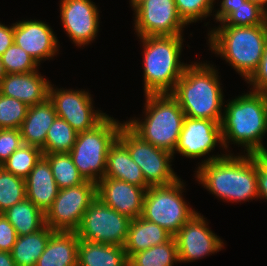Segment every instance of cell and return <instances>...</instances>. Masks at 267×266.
Returning <instances> with one entry per match:
<instances>
[{
  "label": "cell",
  "mask_w": 267,
  "mask_h": 266,
  "mask_svg": "<svg viewBox=\"0 0 267 266\" xmlns=\"http://www.w3.org/2000/svg\"><path fill=\"white\" fill-rule=\"evenodd\" d=\"M198 164L196 180L219 199L232 203L259 199L257 155L222 153Z\"/></svg>",
  "instance_id": "cell-1"
},
{
  "label": "cell",
  "mask_w": 267,
  "mask_h": 266,
  "mask_svg": "<svg viewBox=\"0 0 267 266\" xmlns=\"http://www.w3.org/2000/svg\"><path fill=\"white\" fill-rule=\"evenodd\" d=\"M223 109V150L233 142L244 147V154H267L262 142L267 133V93L251 90L230 100Z\"/></svg>",
  "instance_id": "cell-2"
},
{
  "label": "cell",
  "mask_w": 267,
  "mask_h": 266,
  "mask_svg": "<svg viewBox=\"0 0 267 266\" xmlns=\"http://www.w3.org/2000/svg\"><path fill=\"white\" fill-rule=\"evenodd\" d=\"M212 64H188L174 90L170 93L185 116L221 123L224 105L220 76Z\"/></svg>",
  "instance_id": "cell-3"
},
{
  "label": "cell",
  "mask_w": 267,
  "mask_h": 266,
  "mask_svg": "<svg viewBox=\"0 0 267 266\" xmlns=\"http://www.w3.org/2000/svg\"><path fill=\"white\" fill-rule=\"evenodd\" d=\"M210 50L246 81L257 69L267 42V21L256 26H218L208 32Z\"/></svg>",
  "instance_id": "cell-4"
},
{
  "label": "cell",
  "mask_w": 267,
  "mask_h": 266,
  "mask_svg": "<svg viewBox=\"0 0 267 266\" xmlns=\"http://www.w3.org/2000/svg\"><path fill=\"white\" fill-rule=\"evenodd\" d=\"M139 39L144 48V93H171L188 65L180 61L183 36H147Z\"/></svg>",
  "instance_id": "cell-5"
},
{
  "label": "cell",
  "mask_w": 267,
  "mask_h": 266,
  "mask_svg": "<svg viewBox=\"0 0 267 266\" xmlns=\"http://www.w3.org/2000/svg\"><path fill=\"white\" fill-rule=\"evenodd\" d=\"M144 119L130 118L125 123L144 141L173 154L185 118L170 93L145 94Z\"/></svg>",
  "instance_id": "cell-6"
},
{
  "label": "cell",
  "mask_w": 267,
  "mask_h": 266,
  "mask_svg": "<svg viewBox=\"0 0 267 266\" xmlns=\"http://www.w3.org/2000/svg\"><path fill=\"white\" fill-rule=\"evenodd\" d=\"M124 123L107 115L94 128L77 134L69 154L85 180L97 183L104 178L108 151Z\"/></svg>",
  "instance_id": "cell-7"
},
{
  "label": "cell",
  "mask_w": 267,
  "mask_h": 266,
  "mask_svg": "<svg viewBox=\"0 0 267 266\" xmlns=\"http://www.w3.org/2000/svg\"><path fill=\"white\" fill-rule=\"evenodd\" d=\"M184 184L179 178L168 185L148 187L141 217L163 227L174 236L196 213L183 198Z\"/></svg>",
  "instance_id": "cell-8"
},
{
  "label": "cell",
  "mask_w": 267,
  "mask_h": 266,
  "mask_svg": "<svg viewBox=\"0 0 267 266\" xmlns=\"http://www.w3.org/2000/svg\"><path fill=\"white\" fill-rule=\"evenodd\" d=\"M118 139L126 146L133 161L141 168L149 186L168 185L179 179L171 167L174 159L172 153L144 141L126 123L122 125Z\"/></svg>",
  "instance_id": "cell-9"
},
{
  "label": "cell",
  "mask_w": 267,
  "mask_h": 266,
  "mask_svg": "<svg viewBox=\"0 0 267 266\" xmlns=\"http://www.w3.org/2000/svg\"><path fill=\"white\" fill-rule=\"evenodd\" d=\"M131 220L97 197L84 213L76 233L80 240L124 246Z\"/></svg>",
  "instance_id": "cell-10"
},
{
  "label": "cell",
  "mask_w": 267,
  "mask_h": 266,
  "mask_svg": "<svg viewBox=\"0 0 267 266\" xmlns=\"http://www.w3.org/2000/svg\"><path fill=\"white\" fill-rule=\"evenodd\" d=\"M97 198V184L84 183L59 189L52 206L45 213V224L54 231H76L83 215Z\"/></svg>",
  "instance_id": "cell-11"
},
{
  "label": "cell",
  "mask_w": 267,
  "mask_h": 266,
  "mask_svg": "<svg viewBox=\"0 0 267 266\" xmlns=\"http://www.w3.org/2000/svg\"><path fill=\"white\" fill-rule=\"evenodd\" d=\"M131 7L138 37L183 35L187 24L179 16L174 0H137Z\"/></svg>",
  "instance_id": "cell-12"
},
{
  "label": "cell",
  "mask_w": 267,
  "mask_h": 266,
  "mask_svg": "<svg viewBox=\"0 0 267 266\" xmlns=\"http://www.w3.org/2000/svg\"><path fill=\"white\" fill-rule=\"evenodd\" d=\"M50 83L48 99L52 102L57 117L64 119L77 132L90 130L106 116L101 110H95L91 94L83 89H58Z\"/></svg>",
  "instance_id": "cell-13"
},
{
  "label": "cell",
  "mask_w": 267,
  "mask_h": 266,
  "mask_svg": "<svg viewBox=\"0 0 267 266\" xmlns=\"http://www.w3.org/2000/svg\"><path fill=\"white\" fill-rule=\"evenodd\" d=\"M205 219L196 212L174 235L179 262H193L223 249L224 242L209 229Z\"/></svg>",
  "instance_id": "cell-14"
},
{
  "label": "cell",
  "mask_w": 267,
  "mask_h": 266,
  "mask_svg": "<svg viewBox=\"0 0 267 266\" xmlns=\"http://www.w3.org/2000/svg\"><path fill=\"white\" fill-rule=\"evenodd\" d=\"M63 29L77 47L88 45L99 30V10L91 0H60Z\"/></svg>",
  "instance_id": "cell-15"
},
{
  "label": "cell",
  "mask_w": 267,
  "mask_h": 266,
  "mask_svg": "<svg viewBox=\"0 0 267 266\" xmlns=\"http://www.w3.org/2000/svg\"><path fill=\"white\" fill-rule=\"evenodd\" d=\"M217 143L223 148L220 123L185 116L173 157L175 153L191 159L204 157L218 146Z\"/></svg>",
  "instance_id": "cell-16"
},
{
  "label": "cell",
  "mask_w": 267,
  "mask_h": 266,
  "mask_svg": "<svg viewBox=\"0 0 267 266\" xmlns=\"http://www.w3.org/2000/svg\"><path fill=\"white\" fill-rule=\"evenodd\" d=\"M59 40L44 21L23 20L14 23V43L40 62L53 58L59 50Z\"/></svg>",
  "instance_id": "cell-17"
},
{
  "label": "cell",
  "mask_w": 267,
  "mask_h": 266,
  "mask_svg": "<svg viewBox=\"0 0 267 266\" xmlns=\"http://www.w3.org/2000/svg\"><path fill=\"white\" fill-rule=\"evenodd\" d=\"M97 197L106 205L130 219L143 212V200L148 187L104 177L97 183Z\"/></svg>",
  "instance_id": "cell-18"
},
{
  "label": "cell",
  "mask_w": 267,
  "mask_h": 266,
  "mask_svg": "<svg viewBox=\"0 0 267 266\" xmlns=\"http://www.w3.org/2000/svg\"><path fill=\"white\" fill-rule=\"evenodd\" d=\"M50 83L38 73V70L30 73L6 74L0 82V94L22 101L30 107L48 98Z\"/></svg>",
  "instance_id": "cell-19"
},
{
  "label": "cell",
  "mask_w": 267,
  "mask_h": 266,
  "mask_svg": "<svg viewBox=\"0 0 267 266\" xmlns=\"http://www.w3.org/2000/svg\"><path fill=\"white\" fill-rule=\"evenodd\" d=\"M26 198L44 214L52 206L59 188L48 160L42 156L25 178Z\"/></svg>",
  "instance_id": "cell-20"
},
{
  "label": "cell",
  "mask_w": 267,
  "mask_h": 266,
  "mask_svg": "<svg viewBox=\"0 0 267 266\" xmlns=\"http://www.w3.org/2000/svg\"><path fill=\"white\" fill-rule=\"evenodd\" d=\"M56 117L54 106L48 98L42 103L28 107L26 117L20 127L23 144L43 149L47 131Z\"/></svg>",
  "instance_id": "cell-21"
},
{
  "label": "cell",
  "mask_w": 267,
  "mask_h": 266,
  "mask_svg": "<svg viewBox=\"0 0 267 266\" xmlns=\"http://www.w3.org/2000/svg\"><path fill=\"white\" fill-rule=\"evenodd\" d=\"M78 242L76 231H55L36 266H78Z\"/></svg>",
  "instance_id": "cell-22"
},
{
  "label": "cell",
  "mask_w": 267,
  "mask_h": 266,
  "mask_svg": "<svg viewBox=\"0 0 267 266\" xmlns=\"http://www.w3.org/2000/svg\"><path fill=\"white\" fill-rule=\"evenodd\" d=\"M172 237L173 235L163 227L140 216L131 220L123 247L130 259L135 253L166 243Z\"/></svg>",
  "instance_id": "cell-23"
},
{
  "label": "cell",
  "mask_w": 267,
  "mask_h": 266,
  "mask_svg": "<svg viewBox=\"0 0 267 266\" xmlns=\"http://www.w3.org/2000/svg\"><path fill=\"white\" fill-rule=\"evenodd\" d=\"M104 177L113 178L140 187H150L141 168L133 161L126 146L117 138L110 146Z\"/></svg>",
  "instance_id": "cell-24"
},
{
  "label": "cell",
  "mask_w": 267,
  "mask_h": 266,
  "mask_svg": "<svg viewBox=\"0 0 267 266\" xmlns=\"http://www.w3.org/2000/svg\"><path fill=\"white\" fill-rule=\"evenodd\" d=\"M78 266H126L128 257L123 246L80 240Z\"/></svg>",
  "instance_id": "cell-25"
},
{
  "label": "cell",
  "mask_w": 267,
  "mask_h": 266,
  "mask_svg": "<svg viewBox=\"0 0 267 266\" xmlns=\"http://www.w3.org/2000/svg\"><path fill=\"white\" fill-rule=\"evenodd\" d=\"M55 231L46 224L38 231L18 236L11 251L16 266H36Z\"/></svg>",
  "instance_id": "cell-26"
},
{
  "label": "cell",
  "mask_w": 267,
  "mask_h": 266,
  "mask_svg": "<svg viewBox=\"0 0 267 266\" xmlns=\"http://www.w3.org/2000/svg\"><path fill=\"white\" fill-rule=\"evenodd\" d=\"M2 214L15 228L17 236L36 232L45 225V214L27 198Z\"/></svg>",
  "instance_id": "cell-27"
},
{
  "label": "cell",
  "mask_w": 267,
  "mask_h": 266,
  "mask_svg": "<svg viewBox=\"0 0 267 266\" xmlns=\"http://www.w3.org/2000/svg\"><path fill=\"white\" fill-rule=\"evenodd\" d=\"M48 160L59 189L74 187L86 180L79 173L69 153L43 154Z\"/></svg>",
  "instance_id": "cell-28"
},
{
  "label": "cell",
  "mask_w": 267,
  "mask_h": 266,
  "mask_svg": "<svg viewBox=\"0 0 267 266\" xmlns=\"http://www.w3.org/2000/svg\"><path fill=\"white\" fill-rule=\"evenodd\" d=\"M130 260L136 266H173L174 263H179L175 237L166 243L135 253Z\"/></svg>",
  "instance_id": "cell-29"
},
{
  "label": "cell",
  "mask_w": 267,
  "mask_h": 266,
  "mask_svg": "<svg viewBox=\"0 0 267 266\" xmlns=\"http://www.w3.org/2000/svg\"><path fill=\"white\" fill-rule=\"evenodd\" d=\"M77 134L68 122L56 117L47 131L43 154L69 153L75 144Z\"/></svg>",
  "instance_id": "cell-30"
},
{
  "label": "cell",
  "mask_w": 267,
  "mask_h": 266,
  "mask_svg": "<svg viewBox=\"0 0 267 266\" xmlns=\"http://www.w3.org/2000/svg\"><path fill=\"white\" fill-rule=\"evenodd\" d=\"M42 156V149L22 144L1 166L13 175L25 179Z\"/></svg>",
  "instance_id": "cell-31"
},
{
  "label": "cell",
  "mask_w": 267,
  "mask_h": 266,
  "mask_svg": "<svg viewBox=\"0 0 267 266\" xmlns=\"http://www.w3.org/2000/svg\"><path fill=\"white\" fill-rule=\"evenodd\" d=\"M26 199L25 179L0 166V214Z\"/></svg>",
  "instance_id": "cell-32"
},
{
  "label": "cell",
  "mask_w": 267,
  "mask_h": 266,
  "mask_svg": "<svg viewBox=\"0 0 267 266\" xmlns=\"http://www.w3.org/2000/svg\"><path fill=\"white\" fill-rule=\"evenodd\" d=\"M267 21V11L255 2L246 0L233 8V13L219 26H256Z\"/></svg>",
  "instance_id": "cell-33"
},
{
  "label": "cell",
  "mask_w": 267,
  "mask_h": 266,
  "mask_svg": "<svg viewBox=\"0 0 267 266\" xmlns=\"http://www.w3.org/2000/svg\"><path fill=\"white\" fill-rule=\"evenodd\" d=\"M1 60L7 74L30 73L39 69L35 59L15 43L1 55Z\"/></svg>",
  "instance_id": "cell-34"
},
{
  "label": "cell",
  "mask_w": 267,
  "mask_h": 266,
  "mask_svg": "<svg viewBox=\"0 0 267 266\" xmlns=\"http://www.w3.org/2000/svg\"><path fill=\"white\" fill-rule=\"evenodd\" d=\"M27 111L22 101L0 94V129H20Z\"/></svg>",
  "instance_id": "cell-35"
},
{
  "label": "cell",
  "mask_w": 267,
  "mask_h": 266,
  "mask_svg": "<svg viewBox=\"0 0 267 266\" xmlns=\"http://www.w3.org/2000/svg\"><path fill=\"white\" fill-rule=\"evenodd\" d=\"M179 16L188 25L212 16L215 0H174Z\"/></svg>",
  "instance_id": "cell-36"
},
{
  "label": "cell",
  "mask_w": 267,
  "mask_h": 266,
  "mask_svg": "<svg viewBox=\"0 0 267 266\" xmlns=\"http://www.w3.org/2000/svg\"><path fill=\"white\" fill-rule=\"evenodd\" d=\"M22 144L20 129H0V166Z\"/></svg>",
  "instance_id": "cell-37"
},
{
  "label": "cell",
  "mask_w": 267,
  "mask_h": 266,
  "mask_svg": "<svg viewBox=\"0 0 267 266\" xmlns=\"http://www.w3.org/2000/svg\"><path fill=\"white\" fill-rule=\"evenodd\" d=\"M252 91L267 93V42L262 59L254 73L246 80ZM253 87V88H252Z\"/></svg>",
  "instance_id": "cell-38"
},
{
  "label": "cell",
  "mask_w": 267,
  "mask_h": 266,
  "mask_svg": "<svg viewBox=\"0 0 267 266\" xmlns=\"http://www.w3.org/2000/svg\"><path fill=\"white\" fill-rule=\"evenodd\" d=\"M17 237L15 228L3 214H0V251L11 252Z\"/></svg>",
  "instance_id": "cell-39"
},
{
  "label": "cell",
  "mask_w": 267,
  "mask_h": 266,
  "mask_svg": "<svg viewBox=\"0 0 267 266\" xmlns=\"http://www.w3.org/2000/svg\"><path fill=\"white\" fill-rule=\"evenodd\" d=\"M257 186L259 199H267V154L257 155Z\"/></svg>",
  "instance_id": "cell-40"
},
{
  "label": "cell",
  "mask_w": 267,
  "mask_h": 266,
  "mask_svg": "<svg viewBox=\"0 0 267 266\" xmlns=\"http://www.w3.org/2000/svg\"><path fill=\"white\" fill-rule=\"evenodd\" d=\"M246 0H222L219 9L213 14L216 22L223 23L232 13L233 8L241 5Z\"/></svg>",
  "instance_id": "cell-41"
},
{
  "label": "cell",
  "mask_w": 267,
  "mask_h": 266,
  "mask_svg": "<svg viewBox=\"0 0 267 266\" xmlns=\"http://www.w3.org/2000/svg\"><path fill=\"white\" fill-rule=\"evenodd\" d=\"M14 43V23L6 26L0 23V56Z\"/></svg>",
  "instance_id": "cell-42"
},
{
  "label": "cell",
  "mask_w": 267,
  "mask_h": 266,
  "mask_svg": "<svg viewBox=\"0 0 267 266\" xmlns=\"http://www.w3.org/2000/svg\"><path fill=\"white\" fill-rule=\"evenodd\" d=\"M0 266H16L9 251H0Z\"/></svg>",
  "instance_id": "cell-43"
},
{
  "label": "cell",
  "mask_w": 267,
  "mask_h": 266,
  "mask_svg": "<svg viewBox=\"0 0 267 266\" xmlns=\"http://www.w3.org/2000/svg\"><path fill=\"white\" fill-rule=\"evenodd\" d=\"M6 71L4 69L2 60H1V56H0V82L2 81V79L6 76Z\"/></svg>",
  "instance_id": "cell-44"
},
{
  "label": "cell",
  "mask_w": 267,
  "mask_h": 266,
  "mask_svg": "<svg viewBox=\"0 0 267 266\" xmlns=\"http://www.w3.org/2000/svg\"><path fill=\"white\" fill-rule=\"evenodd\" d=\"M248 1L255 2V3L259 4L267 11V0H248Z\"/></svg>",
  "instance_id": "cell-45"
},
{
  "label": "cell",
  "mask_w": 267,
  "mask_h": 266,
  "mask_svg": "<svg viewBox=\"0 0 267 266\" xmlns=\"http://www.w3.org/2000/svg\"><path fill=\"white\" fill-rule=\"evenodd\" d=\"M126 266H136L130 259H128Z\"/></svg>",
  "instance_id": "cell-46"
},
{
  "label": "cell",
  "mask_w": 267,
  "mask_h": 266,
  "mask_svg": "<svg viewBox=\"0 0 267 266\" xmlns=\"http://www.w3.org/2000/svg\"><path fill=\"white\" fill-rule=\"evenodd\" d=\"M137 0H130L131 6L136 2Z\"/></svg>",
  "instance_id": "cell-47"
}]
</instances>
